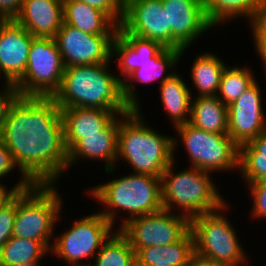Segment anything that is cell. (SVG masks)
I'll return each instance as SVG.
<instances>
[{"instance_id": "6da1fadb", "label": "cell", "mask_w": 266, "mask_h": 266, "mask_svg": "<svg viewBox=\"0 0 266 266\" xmlns=\"http://www.w3.org/2000/svg\"><path fill=\"white\" fill-rule=\"evenodd\" d=\"M0 137L32 184H55L68 169L60 107L52 97L19 96Z\"/></svg>"}, {"instance_id": "f35d334b", "label": "cell", "mask_w": 266, "mask_h": 266, "mask_svg": "<svg viewBox=\"0 0 266 266\" xmlns=\"http://www.w3.org/2000/svg\"><path fill=\"white\" fill-rule=\"evenodd\" d=\"M23 0H0V15L14 19L20 11Z\"/></svg>"}, {"instance_id": "5bb4252c", "label": "cell", "mask_w": 266, "mask_h": 266, "mask_svg": "<svg viewBox=\"0 0 266 266\" xmlns=\"http://www.w3.org/2000/svg\"><path fill=\"white\" fill-rule=\"evenodd\" d=\"M257 80L228 105V135L238 145L249 143L266 131V117Z\"/></svg>"}, {"instance_id": "9a60e30c", "label": "cell", "mask_w": 266, "mask_h": 266, "mask_svg": "<svg viewBox=\"0 0 266 266\" xmlns=\"http://www.w3.org/2000/svg\"><path fill=\"white\" fill-rule=\"evenodd\" d=\"M167 9L168 29L172 33V49L188 48L210 28L205 7L198 0H162Z\"/></svg>"}, {"instance_id": "e0dca14e", "label": "cell", "mask_w": 266, "mask_h": 266, "mask_svg": "<svg viewBox=\"0 0 266 266\" xmlns=\"http://www.w3.org/2000/svg\"><path fill=\"white\" fill-rule=\"evenodd\" d=\"M33 37L14 19H11L1 31L0 72L5 82L16 83L25 73Z\"/></svg>"}, {"instance_id": "836d02e7", "label": "cell", "mask_w": 266, "mask_h": 266, "mask_svg": "<svg viewBox=\"0 0 266 266\" xmlns=\"http://www.w3.org/2000/svg\"><path fill=\"white\" fill-rule=\"evenodd\" d=\"M247 184L250 186L249 190L253 198L251 217L266 218V179Z\"/></svg>"}, {"instance_id": "603a6c76", "label": "cell", "mask_w": 266, "mask_h": 266, "mask_svg": "<svg viewBox=\"0 0 266 266\" xmlns=\"http://www.w3.org/2000/svg\"><path fill=\"white\" fill-rule=\"evenodd\" d=\"M194 253L193 234L189 231L176 243L140 248L136 262L142 266H188Z\"/></svg>"}, {"instance_id": "1f68e13d", "label": "cell", "mask_w": 266, "mask_h": 266, "mask_svg": "<svg viewBox=\"0 0 266 266\" xmlns=\"http://www.w3.org/2000/svg\"><path fill=\"white\" fill-rule=\"evenodd\" d=\"M249 28L253 32V45L256 47V53L259 54L266 71V0Z\"/></svg>"}, {"instance_id": "9c48e42d", "label": "cell", "mask_w": 266, "mask_h": 266, "mask_svg": "<svg viewBox=\"0 0 266 266\" xmlns=\"http://www.w3.org/2000/svg\"><path fill=\"white\" fill-rule=\"evenodd\" d=\"M174 128L188 153L191 167L211 173L238 170L239 146L228 134L207 132L189 122Z\"/></svg>"}, {"instance_id": "7402d4cb", "label": "cell", "mask_w": 266, "mask_h": 266, "mask_svg": "<svg viewBox=\"0 0 266 266\" xmlns=\"http://www.w3.org/2000/svg\"><path fill=\"white\" fill-rule=\"evenodd\" d=\"M64 23L92 35H116L118 24L105 12L78 0H63Z\"/></svg>"}, {"instance_id": "d6986e66", "label": "cell", "mask_w": 266, "mask_h": 266, "mask_svg": "<svg viewBox=\"0 0 266 266\" xmlns=\"http://www.w3.org/2000/svg\"><path fill=\"white\" fill-rule=\"evenodd\" d=\"M14 20L33 36L54 38L64 22L63 0H23Z\"/></svg>"}, {"instance_id": "44dd1931", "label": "cell", "mask_w": 266, "mask_h": 266, "mask_svg": "<svg viewBox=\"0 0 266 266\" xmlns=\"http://www.w3.org/2000/svg\"><path fill=\"white\" fill-rule=\"evenodd\" d=\"M163 48L154 40L142 38L129 32H117L112 41V55L119 65L118 78L123 81L141 64L151 59ZM121 76H124L123 78Z\"/></svg>"}, {"instance_id": "7a4b0ae2", "label": "cell", "mask_w": 266, "mask_h": 266, "mask_svg": "<svg viewBox=\"0 0 266 266\" xmlns=\"http://www.w3.org/2000/svg\"><path fill=\"white\" fill-rule=\"evenodd\" d=\"M107 63L66 67L52 96L60 108H97L125 114L132 109L123 97L122 81Z\"/></svg>"}, {"instance_id": "2e32d148", "label": "cell", "mask_w": 266, "mask_h": 266, "mask_svg": "<svg viewBox=\"0 0 266 266\" xmlns=\"http://www.w3.org/2000/svg\"><path fill=\"white\" fill-rule=\"evenodd\" d=\"M119 126L120 114L101 130V134L82 135V139L68 152V170L82 158L105 161V172L112 174L116 168L115 162L118 161Z\"/></svg>"}, {"instance_id": "277c9868", "label": "cell", "mask_w": 266, "mask_h": 266, "mask_svg": "<svg viewBox=\"0 0 266 266\" xmlns=\"http://www.w3.org/2000/svg\"><path fill=\"white\" fill-rule=\"evenodd\" d=\"M89 194L102 206L104 205L103 207L106 206L105 209L100 210V213L112 226L116 223V215H118L116 212L119 210L123 209L129 215L122 219L123 222L117 230L132 218L163 209L160 178L149 174L124 175L91 187Z\"/></svg>"}, {"instance_id": "4fadbf2b", "label": "cell", "mask_w": 266, "mask_h": 266, "mask_svg": "<svg viewBox=\"0 0 266 266\" xmlns=\"http://www.w3.org/2000/svg\"><path fill=\"white\" fill-rule=\"evenodd\" d=\"M117 32H129L172 49V33L162 0H124L123 19Z\"/></svg>"}, {"instance_id": "3957f363", "label": "cell", "mask_w": 266, "mask_h": 266, "mask_svg": "<svg viewBox=\"0 0 266 266\" xmlns=\"http://www.w3.org/2000/svg\"><path fill=\"white\" fill-rule=\"evenodd\" d=\"M140 109L120 114L117 159L127 161L134 173L161 177L173 162L179 138L156 132L145 123ZM176 138V139H175Z\"/></svg>"}, {"instance_id": "ffe728a7", "label": "cell", "mask_w": 266, "mask_h": 266, "mask_svg": "<svg viewBox=\"0 0 266 266\" xmlns=\"http://www.w3.org/2000/svg\"><path fill=\"white\" fill-rule=\"evenodd\" d=\"M64 142L69 152L82 135L101 134V130L116 116V111L97 108H60Z\"/></svg>"}, {"instance_id": "f546056e", "label": "cell", "mask_w": 266, "mask_h": 266, "mask_svg": "<svg viewBox=\"0 0 266 266\" xmlns=\"http://www.w3.org/2000/svg\"><path fill=\"white\" fill-rule=\"evenodd\" d=\"M50 250L34 239L11 236L0 252V266H13L22 261H41Z\"/></svg>"}, {"instance_id": "ee69618b", "label": "cell", "mask_w": 266, "mask_h": 266, "mask_svg": "<svg viewBox=\"0 0 266 266\" xmlns=\"http://www.w3.org/2000/svg\"><path fill=\"white\" fill-rule=\"evenodd\" d=\"M134 266H142V265H139V264L136 262Z\"/></svg>"}, {"instance_id": "74e56055", "label": "cell", "mask_w": 266, "mask_h": 266, "mask_svg": "<svg viewBox=\"0 0 266 266\" xmlns=\"http://www.w3.org/2000/svg\"><path fill=\"white\" fill-rule=\"evenodd\" d=\"M31 185L32 183L25 176H21L20 180L14 185V187L10 188V190H8L6 185L0 182V207L5 202H7L17 191L24 190Z\"/></svg>"}, {"instance_id": "83f0119b", "label": "cell", "mask_w": 266, "mask_h": 266, "mask_svg": "<svg viewBox=\"0 0 266 266\" xmlns=\"http://www.w3.org/2000/svg\"><path fill=\"white\" fill-rule=\"evenodd\" d=\"M265 0H212L206 16L212 27L237 17L247 18L251 25Z\"/></svg>"}, {"instance_id": "cb8c5ba5", "label": "cell", "mask_w": 266, "mask_h": 266, "mask_svg": "<svg viewBox=\"0 0 266 266\" xmlns=\"http://www.w3.org/2000/svg\"><path fill=\"white\" fill-rule=\"evenodd\" d=\"M161 103L174 127L190 121L192 94L190 88L175 71L160 87ZM189 116V117H188Z\"/></svg>"}, {"instance_id": "e575fe53", "label": "cell", "mask_w": 266, "mask_h": 266, "mask_svg": "<svg viewBox=\"0 0 266 266\" xmlns=\"http://www.w3.org/2000/svg\"><path fill=\"white\" fill-rule=\"evenodd\" d=\"M107 13L118 25L123 19L124 0H78Z\"/></svg>"}, {"instance_id": "d4e9b609", "label": "cell", "mask_w": 266, "mask_h": 266, "mask_svg": "<svg viewBox=\"0 0 266 266\" xmlns=\"http://www.w3.org/2000/svg\"><path fill=\"white\" fill-rule=\"evenodd\" d=\"M189 123L207 132L228 134V106L217 96L195 97Z\"/></svg>"}, {"instance_id": "ba28073f", "label": "cell", "mask_w": 266, "mask_h": 266, "mask_svg": "<svg viewBox=\"0 0 266 266\" xmlns=\"http://www.w3.org/2000/svg\"><path fill=\"white\" fill-rule=\"evenodd\" d=\"M64 70L54 38L34 36L26 71L15 86L20 96L52 97L60 87Z\"/></svg>"}, {"instance_id": "4316f807", "label": "cell", "mask_w": 266, "mask_h": 266, "mask_svg": "<svg viewBox=\"0 0 266 266\" xmlns=\"http://www.w3.org/2000/svg\"><path fill=\"white\" fill-rule=\"evenodd\" d=\"M238 170L246 183L266 179V131L239 146Z\"/></svg>"}, {"instance_id": "30bf717a", "label": "cell", "mask_w": 266, "mask_h": 266, "mask_svg": "<svg viewBox=\"0 0 266 266\" xmlns=\"http://www.w3.org/2000/svg\"><path fill=\"white\" fill-rule=\"evenodd\" d=\"M112 230V224L98 211L75 220L68 230L58 235L51 244L50 252L62 258L68 266H90L91 262L87 263L84 259L95 257L114 232Z\"/></svg>"}, {"instance_id": "ab89813d", "label": "cell", "mask_w": 266, "mask_h": 266, "mask_svg": "<svg viewBox=\"0 0 266 266\" xmlns=\"http://www.w3.org/2000/svg\"><path fill=\"white\" fill-rule=\"evenodd\" d=\"M188 266H225L219 262L201 257L194 253L189 261Z\"/></svg>"}, {"instance_id": "d6a6232c", "label": "cell", "mask_w": 266, "mask_h": 266, "mask_svg": "<svg viewBox=\"0 0 266 266\" xmlns=\"http://www.w3.org/2000/svg\"><path fill=\"white\" fill-rule=\"evenodd\" d=\"M17 212V192L0 207V252L12 236L14 219Z\"/></svg>"}, {"instance_id": "7c38bea8", "label": "cell", "mask_w": 266, "mask_h": 266, "mask_svg": "<svg viewBox=\"0 0 266 266\" xmlns=\"http://www.w3.org/2000/svg\"><path fill=\"white\" fill-rule=\"evenodd\" d=\"M115 35H92L63 22L54 37L64 67L107 63Z\"/></svg>"}, {"instance_id": "484cf974", "label": "cell", "mask_w": 266, "mask_h": 266, "mask_svg": "<svg viewBox=\"0 0 266 266\" xmlns=\"http://www.w3.org/2000/svg\"><path fill=\"white\" fill-rule=\"evenodd\" d=\"M191 69L192 83L197 97L217 96L226 64L216 54L201 53L196 56Z\"/></svg>"}, {"instance_id": "52a82bcc", "label": "cell", "mask_w": 266, "mask_h": 266, "mask_svg": "<svg viewBox=\"0 0 266 266\" xmlns=\"http://www.w3.org/2000/svg\"><path fill=\"white\" fill-rule=\"evenodd\" d=\"M228 206L227 202L218 210L190 219L194 252L225 266H241L247 260V255L239 242L235 228L225 214H221L228 210Z\"/></svg>"}, {"instance_id": "f1b7e54d", "label": "cell", "mask_w": 266, "mask_h": 266, "mask_svg": "<svg viewBox=\"0 0 266 266\" xmlns=\"http://www.w3.org/2000/svg\"><path fill=\"white\" fill-rule=\"evenodd\" d=\"M90 266H134L136 252L119 231L113 232L102 244Z\"/></svg>"}, {"instance_id": "4dcf8cb0", "label": "cell", "mask_w": 266, "mask_h": 266, "mask_svg": "<svg viewBox=\"0 0 266 266\" xmlns=\"http://www.w3.org/2000/svg\"><path fill=\"white\" fill-rule=\"evenodd\" d=\"M254 76L249 67L226 66L221 77L217 97L224 105H230L256 81Z\"/></svg>"}, {"instance_id": "8d00e7d4", "label": "cell", "mask_w": 266, "mask_h": 266, "mask_svg": "<svg viewBox=\"0 0 266 266\" xmlns=\"http://www.w3.org/2000/svg\"><path fill=\"white\" fill-rule=\"evenodd\" d=\"M14 168L16 169L17 166L13 161L10 151L0 137V179L7 177Z\"/></svg>"}, {"instance_id": "8992f818", "label": "cell", "mask_w": 266, "mask_h": 266, "mask_svg": "<svg viewBox=\"0 0 266 266\" xmlns=\"http://www.w3.org/2000/svg\"><path fill=\"white\" fill-rule=\"evenodd\" d=\"M55 184H32L17 191V212L12 236L41 241L49 250L63 209Z\"/></svg>"}, {"instance_id": "7bdbcfd3", "label": "cell", "mask_w": 266, "mask_h": 266, "mask_svg": "<svg viewBox=\"0 0 266 266\" xmlns=\"http://www.w3.org/2000/svg\"><path fill=\"white\" fill-rule=\"evenodd\" d=\"M212 0H198L200 4L206 7Z\"/></svg>"}, {"instance_id": "5b68a950", "label": "cell", "mask_w": 266, "mask_h": 266, "mask_svg": "<svg viewBox=\"0 0 266 266\" xmlns=\"http://www.w3.org/2000/svg\"><path fill=\"white\" fill-rule=\"evenodd\" d=\"M174 164L173 161L160 177L163 209L174 212L179 208L181 215L192 219L226 204L209 175L211 172L191 167L175 173Z\"/></svg>"}, {"instance_id": "60d3db41", "label": "cell", "mask_w": 266, "mask_h": 266, "mask_svg": "<svg viewBox=\"0 0 266 266\" xmlns=\"http://www.w3.org/2000/svg\"><path fill=\"white\" fill-rule=\"evenodd\" d=\"M41 261H22L19 262L18 264H15L13 266H40L39 263Z\"/></svg>"}, {"instance_id": "b9f144b4", "label": "cell", "mask_w": 266, "mask_h": 266, "mask_svg": "<svg viewBox=\"0 0 266 266\" xmlns=\"http://www.w3.org/2000/svg\"><path fill=\"white\" fill-rule=\"evenodd\" d=\"M11 19L9 17H6L5 15H0V34L5 25L10 21Z\"/></svg>"}, {"instance_id": "8fae6325", "label": "cell", "mask_w": 266, "mask_h": 266, "mask_svg": "<svg viewBox=\"0 0 266 266\" xmlns=\"http://www.w3.org/2000/svg\"><path fill=\"white\" fill-rule=\"evenodd\" d=\"M119 231L137 252L140 248L176 243L190 231V219L180 213L161 209L132 218Z\"/></svg>"}, {"instance_id": "ac0fdd59", "label": "cell", "mask_w": 266, "mask_h": 266, "mask_svg": "<svg viewBox=\"0 0 266 266\" xmlns=\"http://www.w3.org/2000/svg\"><path fill=\"white\" fill-rule=\"evenodd\" d=\"M186 49L188 48L177 50L163 47L151 59V62L141 64L140 68L135 69L126 77V80L122 81L123 97L131 109H140V103L137 96L138 92L136 91L134 84H136V82L149 84L157 79L160 80L159 83L162 84L173 74L174 71L172 69L178 64ZM170 69L172 70V73L168 72Z\"/></svg>"}, {"instance_id": "d590c367", "label": "cell", "mask_w": 266, "mask_h": 266, "mask_svg": "<svg viewBox=\"0 0 266 266\" xmlns=\"http://www.w3.org/2000/svg\"><path fill=\"white\" fill-rule=\"evenodd\" d=\"M5 84L2 87L3 90H0V131L3 128L12 104L20 96L15 83L5 82Z\"/></svg>"}]
</instances>
